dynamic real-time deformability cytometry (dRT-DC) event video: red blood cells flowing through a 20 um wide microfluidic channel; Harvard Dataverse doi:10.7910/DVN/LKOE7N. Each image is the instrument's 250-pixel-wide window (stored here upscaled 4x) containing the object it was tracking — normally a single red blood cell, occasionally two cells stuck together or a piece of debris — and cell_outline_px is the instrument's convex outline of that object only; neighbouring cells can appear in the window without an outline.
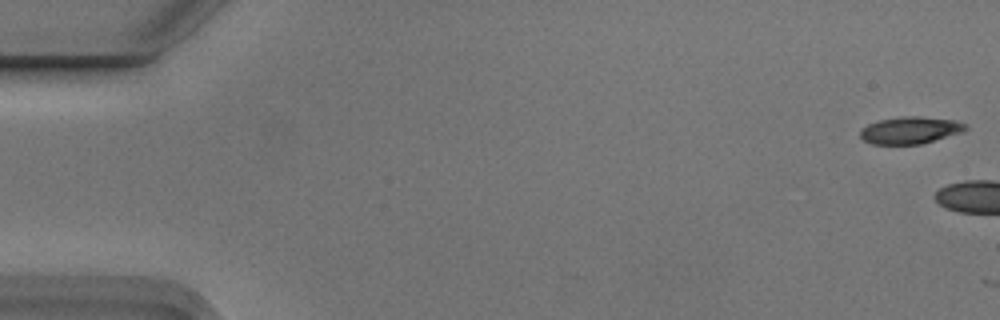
{"species": "Egyptian fruit bat (a non-hibernating species)", "species_latin": "Rousettus aegyptiacus", "temperature_condition": "cold", "stored_images_in_passage": 7, "camera_frame_rate_fps": 3000, "um_per_image_px": 0.085, "animal": {"sex": "male"}, "frame": {"image": 1, "passage_image": 1, "time_ms": 0.0, "image_size_px": [1000, 320], "cell_outline_px": [[968, 128], [964, 132], [920, 144], [872, 144], [864, 140], [860, 136], [860, 128], [868, 124], [880, 120], [900, 116], [916, 116], [952, 120], [964, 124]], "centroid_in_image_um": [77.34, 11.07], "position_along_channel_um": 7.7, "area_um2": 16.53}}